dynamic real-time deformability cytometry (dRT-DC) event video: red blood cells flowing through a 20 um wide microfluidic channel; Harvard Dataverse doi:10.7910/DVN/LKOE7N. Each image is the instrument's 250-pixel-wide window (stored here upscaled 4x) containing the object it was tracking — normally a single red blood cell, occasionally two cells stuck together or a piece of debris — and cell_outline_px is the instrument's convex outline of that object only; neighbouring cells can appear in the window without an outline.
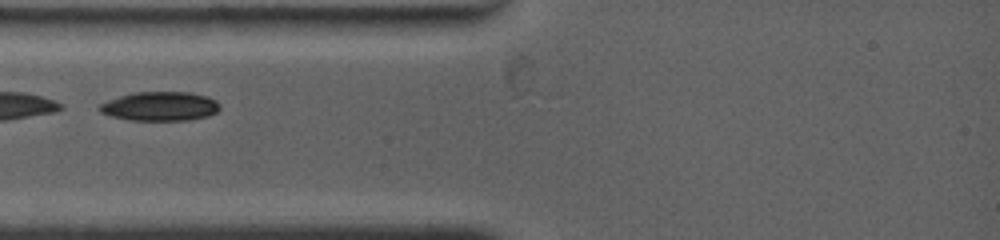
{"species": "common noctule bat (a hibernating species)", "species_latin": "Nyctalus noctula", "temperature_condition": "warm", "stored_images_in_passage": 7, "camera_frame_rate_fps": 4500, "um_per_image_px": 0.085, "animal": {"sex": "female", "body_mass_g": 19.0, "forearm_length_mm": 53.3}, "frame": {"image": 1, "passage_image": 2, "time_ms": 0.889, "image_size_px": [1000, 240], "cell_outline_px": [[220, 108], [216, 112], [208, 116], [188, 120], [132, 120], [112, 116], [100, 112], [96, 108], [100, 104], [120, 96], [132, 92], [188, 92], [208, 96], [216, 100], [220, 104]], "centroid_in_image_um": [13.62, 9.03], "position_along_channel_um": 71.4, "area_um2": 20.4}}
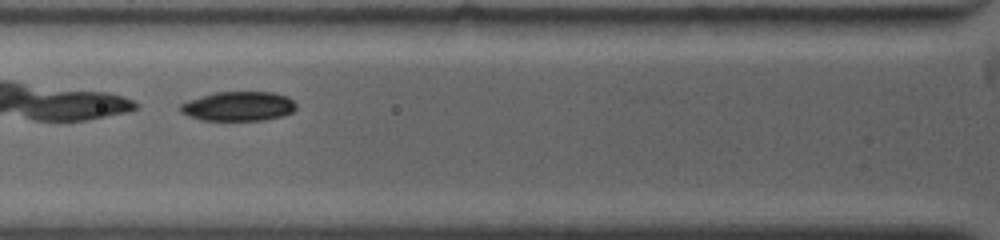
{"frame": {"image": 2, "passage_image": 4, "time_ms": 1.778, "image_size_px": [1000, 240], "cell_outline_px": [[296, 108], [292, 112], [280, 116], [264, 120], [204, 120], [188, 116], [180, 112], [180, 104], [188, 100], [212, 92], [272, 92], [288, 96], [296, 104]], "centroid_in_image_um": [20.25, 9.02], "position_along_channel_um": 105.6, "area_um2": 19.88}}
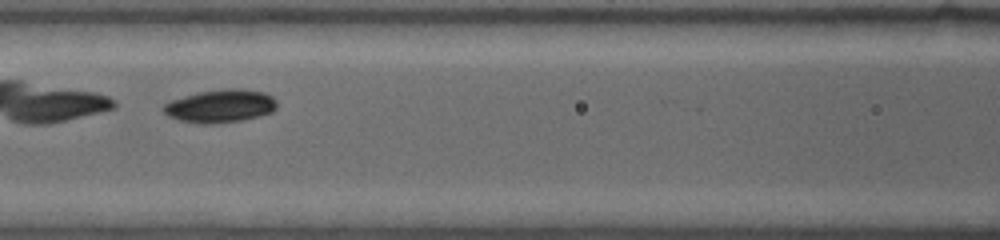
{"frame": {"image": 3, "passage_image": 6, "time_ms": 2.889, "image_size_px": [1000, 240], "cell_outline_px": [[276, 108], [272, 112], [260, 116], [244, 120], [212, 124], [200, 124], [180, 120], [168, 116], [164, 112], [164, 104], [172, 100], [196, 92], [228, 88], [244, 88], [264, 92], [272, 96], [276, 100]], "centroid_in_image_um": [18.76, 9.01], "position_along_channel_um": 147.8, "area_um2": 22.02}}